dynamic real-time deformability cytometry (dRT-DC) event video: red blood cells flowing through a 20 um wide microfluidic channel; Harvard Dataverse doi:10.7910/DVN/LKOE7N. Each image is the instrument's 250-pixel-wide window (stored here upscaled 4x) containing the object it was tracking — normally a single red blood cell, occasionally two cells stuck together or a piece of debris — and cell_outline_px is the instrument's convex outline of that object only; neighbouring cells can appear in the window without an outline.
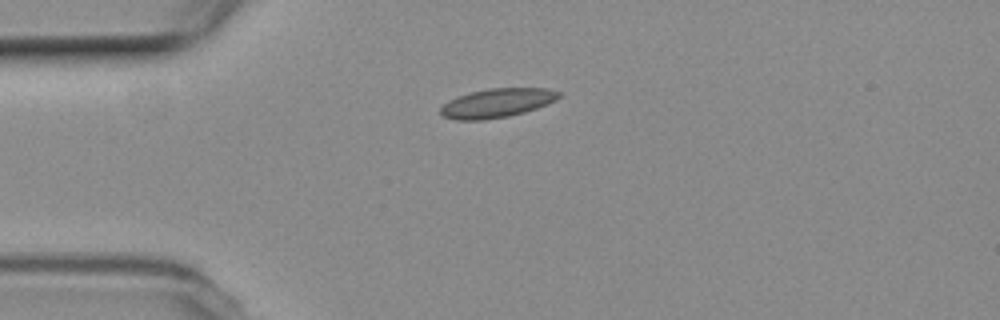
{"species": "common noctule bat (a hibernating species)", "species_latin": "Nyctalus noctula", "temperature_condition": "room temperature", "stored_images_in_passage": 5, "camera_frame_rate_fps": 3000, "um_per_image_px": 0.085, "animal": {"sex": "female", "body_mass_g": 19.3, "forearm_length_mm": 54.1}, "frame": {"image": 1, "passage_image": 5, "time_ms": 1.333, "image_size_px": [1000, 320], "cell_outline_px": [[560, 96], [556, 100], [536, 108], [524, 112], [508, 116], [484, 120], [456, 120], [444, 116], [440, 112], [440, 108], [448, 100], [456, 96], [488, 88], [548, 88], [560, 92]], "centroid_in_image_um": [42.23, 8.75], "position_along_channel_um": 42.8, "area_um2": 19.94}}